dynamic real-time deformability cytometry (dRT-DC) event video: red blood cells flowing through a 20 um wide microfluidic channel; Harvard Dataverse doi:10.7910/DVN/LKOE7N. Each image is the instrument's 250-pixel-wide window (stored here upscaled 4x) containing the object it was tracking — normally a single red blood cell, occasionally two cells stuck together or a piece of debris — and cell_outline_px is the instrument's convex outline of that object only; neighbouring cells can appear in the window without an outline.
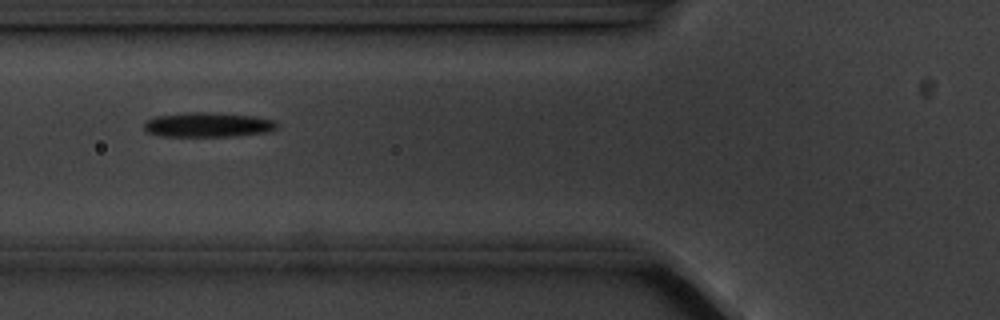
{"species": "common noctule bat (a hibernating species)", "species_latin": "Nyctalus noctula", "temperature_condition": "cold", "stored_images_in_passage": 5, "camera_frame_rate_fps": 3000, "um_per_image_px": 0.085, "animal": {"sex": "male", "body_mass_g": 20.1, "forearm_length_mm": 53.5}, "frame": {"image": 1, "passage_image": 3, "time_ms": 2.333, "image_size_px": [1000, 320], "cell_outline_px": [[276, 128], [268, 132], [232, 136], [160, 136], [148, 132], [144, 128], [144, 124], [148, 120], [156, 116], [188, 112], [212, 112], [252, 116], [276, 120]], "centroid_in_image_um": [17.67, 10.6], "position_along_channel_um": 108.1, "area_um2": 18.96}}